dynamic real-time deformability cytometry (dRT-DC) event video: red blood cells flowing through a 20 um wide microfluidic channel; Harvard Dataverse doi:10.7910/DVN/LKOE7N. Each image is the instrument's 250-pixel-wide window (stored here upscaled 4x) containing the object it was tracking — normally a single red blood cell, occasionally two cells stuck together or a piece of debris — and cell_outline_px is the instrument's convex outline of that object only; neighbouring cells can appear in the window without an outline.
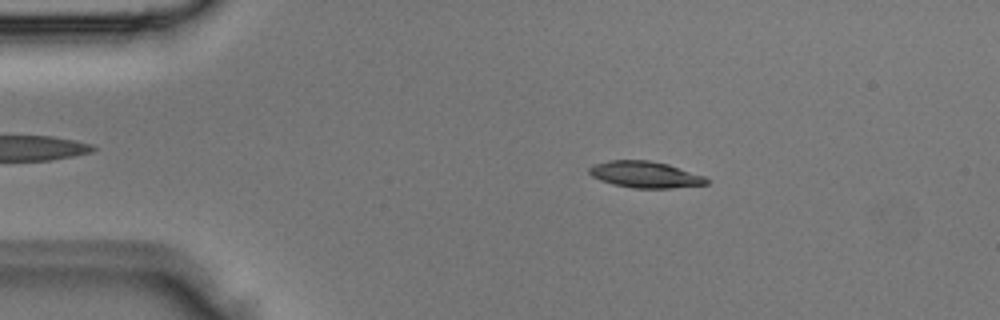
{"species": "Egyptian fruit bat (a non-hibernating species)", "species_latin": "Rousettus aegyptiacus", "temperature_condition": "room temperature", "stored_images_in_passage": 3, "camera_frame_rate_fps": 3000, "um_per_image_px": 0.085, "animal": {"sex": "male"}, "frame": {"image": 1, "passage_image": 2, "time_ms": 0.333, "image_size_px": [1000, 320], "cell_outline_px": [[708, 184], [672, 188], [632, 188], [612, 184], [600, 180], [592, 176], [588, 172], [588, 168], [592, 164], [608, 160], [648, 160], [668, 164], [704, 176], [708, 180]], "centroid_in_image_um": [54.79, 14.83], "position_along_channel_um": 30.2, "area_um2": 18.15}}